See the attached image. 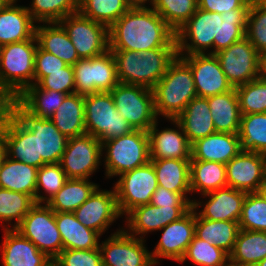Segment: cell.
<instances>
[{
	"label": "cell",
	"instance_id": "cell-34",
	"mask_svg": "<svg viewBox=\"0 0 266 266\" xmlns=\"http://www.w3.org/2000/svg\"><path fill=\"white\" fill-rule=\"evenodd\" d=\"M239 230L238 222L200 218L195 211V236L222 249L228 255L234 249Z\"/></svg>",
	"mask_w": 266,
	"mask_h": 266
},
{
	"label": "cell",
	"instance_id": "cell-61",
	"mask_svg": "<svg viewBox=\"0 0 266 266\" xmlns=\"http://www.w3.org/2000/svg\"><path fill=\"white\" fill-rule=\"evenodd\" d=\"M10 0H0V11L6 6Z\"/></svg>",
	"mask_w": 266,
	"mask_h": 266
},
{
	"label": "cell",
	"instance_id": "cell-17",
	"mask_svg": "<svg viewBox=\"0 0 266 266\" xmlns=\"http://www.w3.org/2000/svg\"><path fill=\"white\" fill-rule=\"evenodd\" d=\"M179 57L191 68L197 96L208 98L233 89L215 54L206 52Z\"/></svg>",
	"mask_w": 266,
	"mask_h": 266
},
{
	"label": "cell",
	"instance_id": "cell-60",
	"mask_svg": "<svg viewBox=\"0 0 266 266\" xmlns=\"http://www.w3.org/2000/svg\"><path fill=\"white\" fill-rule=\"evenodd\" d=\"M250 3L264 5L266 0H250Z\"/></svg>",
	"mask_w": 266,
	"mask_h": 266
},
{
	"label": "cell",
	"instance_id": "cell-49",
	"mask_svg": "<svg viewBox=\"0 0 266 266\" xmlns=\"http://www.w3.org/2000/svg\"><path fill=\"white\" fill-rule=\"evenodd\" d=\"M239 228L266 232V201L257 193H247L239 219Z\"/></svg>",
	"mask_w": 266,
	"mask_h": 266
},
{
	"label": "cell",
	"instance_id": "cell-25",
	"mask_svg": "<svg viewBox=\"0 0 266 266\" xmlns=\"http://www.w3.org/2000/svg\"><path fill=\"white\" fill-rule=\"evenodd\" d=\"M3 229L2 266H46L52 260L17 230L7 225Z\"/></svg>",
	"mask_w": 266,
	"mask_h": 266
},
{
	"label": "cell",
	"instance_id": "cell-33",
	"mask_svg": "<svg viewBox=\"0 0 266 266\" xmlns=\"http://www.w3.org/2000/svg\"><path fill=\"white\" fill-rule=\"evenodd\" d=\"M38 168L5 157L0 166V188L30 195L35 201Z\"/></svg>",
	"mask_w": 266,
	"mask_h": 266
},
{
	"label": "cell",
	"instance_id": "cell-29",
	"mask_svg": "<svg viewBox=\"0 0 266 266\" xmlns=\"http://www.w3.org/2000/svg\"><path fill=\"white\" fill-rule=\"evenodd\" d=\"M55 221L64 249L91 250L99 247L100 235L85 227L73 212H55Z\"/></svg>",
	"mask_w": 266,
	"mask_h": 266
},
{
	"label": "cell",
	"instance_id": "cell-57",
	"mask_svg": "<svg viewBox=\"0 0 266 266\" xmlns=\"http://www.w3.org/2000/svg\"><path fill=\"white\" fill-rule=\"evenodd\" d=\"M259 78L266 80V51L259 54Z\"/></svg>",
	"mask_w": 266,
	"mask_h": 266
},
{
	"label": "cell",
	"instance_id": "cell-48",
	"mask_svg": "<svg viewBox=\"0 0 266 266\" xmlns=\"http://www.w3.org/2000/svg\"><path fill=\"white\" fill-rule=\"evenodd\" d=\"M67 180L66 173L59 163L45 164L38 168L35 202L46 204L64 186ZM41 189L48 194L46 197L40 194Z\"/></svg>",
	"mask_w": 266,
	"mask_h": 266
},
{
	"label": "cell",
	"instance_id": "cell-52",
	"mask_svg": "<svg viewBox=\"0 0 266 266\" xmlns=\"http://www.w3.org/2000/svg\"><path fill=\"white\" fill-rule=\"evenodd\" d=\"M54 260L60 266H103L99 247L91 250L63 249Z\"/></svg>",
	"mask_w": 266,
	"mask_h": 266
},
{
	"label": "cell",
	"instance_id": "cell-51",
	"mask_svg": "<svg viewBox=\"0 0 266 266\" xmlns=\"http://www.w3.org/2000/svg\"><path fill=\"white\" fill-rule=\"evenodd\" d=\"M37 85L45 90H54L64 94L75 93V78L72 65L62 68V71L47 72Z\"/></svg>",
	"mask_w": 266,
	"mask_h": 266
},
{
	"label": "cell",
	"instance_id": "cell-41",
	"mask_svg": "<svg viewBox=\"0 0 266 266\" xmlns=\"http://www.w3.org/2000/svg\"><path fill=\"white\" fill-rule=\"evenodd\" d=\"M249 9H233L221 14L219 41H213L215 54L245 37Z\"/></svg>",
	"mask_w": 266,
	"mask_h": 266
},
{
	"label": "cell",
	"instance_id": "cell-50",
	"mask_svg": "<svg viewBox=\"0 0 266 266\" xmlns=\"http://www.w3.org/2000/svg\"><path fill=\"white\" fill-rule=\"evenodd\" d=\"M245 37L258 53L266 51V6L251 3Z\"/></svg>",
	"mask_w": 266,
	"mask_h": 266
},
{
	"label": "cell",
	"instance_id": "cell-63",
	"mask_svg": "<svg viewBox=\"0 0 266 266\" xmlns=\"http://www.w3.org/2000/svg\"><path fill=\"white\" fill-rule=\"evenodd\" d=\"M255 266H266V258L261 260L257 265Z\"/></svg>",
	"mask_w": 266,
	"mask_h": 266
},
{
	"label": "cell",
	"instance_id": "cell-14",
	"mask_svg": "<svg viewBox=\"0 0 266 266\" xmlns=\"http://www.w3.org/2000/svg\"><path fill=\"white\" fill-rule=\"evenodd\" d=\"M103 154L102 142L92 135L84 134L68 138L59 164L68 179H89L99 169Z\"/></svg>",
	"mask_w": 266,
	"mask_h": 266
},
{
	"label": "cell",
	"instance_id": "cell-24",
	"mask_svg": "<svg viewBox=\"0 0 266 266\" xmlns=\"http://www.w3.org/2000/svg\"><path fill=\"white\" fill-rule=\"evenodd\" d=\"M177 129L166 128L161 131L156 121L148 130L150 160L183 159L191 160V144L181 125L175 119H169Z\"/></svg>",
	"mask_w": 266,
	"mask_h": 266
},
{
	"label": "cell",
	"instance_id": "cell-44",
	"mask_svg": "<svg viewBox=\"0 0 266 266\" xmlns=\"http://www.w3.org/2000/svg\"><path fill=\"white\" fill-rule=\"evenodd\" d=\"M154 9L176 32L198 9V0H153Z\"/></svg>",
	"mask_w": 266,
	"mask_h": 266
},
{
	"label": "cell",
	"instance_id": "cell-64",
	"mask_svg": "<svg viewBox=\"0 0 266 266\" xmlns=\"http://www.w3.org/2000/svg\"><path fill=\"white\" fill-rule=\"evenodd\" d=\"M224 266H240V265H236V264H233L229 261V263L227 262Z\"/></svg>",
	"mask_w": 266,
	"mask_h": 266
},
{
	"label": "cell",
	"instance_id": "cell-36",
	"mask_svg": "<svg viewBox=\"0 0 266 266\" xmlns=\"http://www.w3.org/2000/svg\"><path fill=\"white\" fill-rule=\"evenodd\" d=\"M191 193L201 195L227 187L226 164L213 161L190 160Z\"/></svg>",
	"mask_w": 266,
	"mask_h": 266
},
{
	"label": "cell",
	"instance_id": "cell-55",
	"mask_svg": "<svg viewBox=\"0 0 266 266\" xmlns=\"http://www.w3.org/2000/svg\"><path fill=\"white\" fill-rule=\"evenodd\" d=\"M250 0H198V8L223 14L233 9H250Z\"/></svg>",
	"mask_w": 266,
	"mask_h": 266
},
{
	"label": "cell",
	"instance_id": "cell-46",
	"mask_svg": "<svg viewBox=\"0 0 266 266\" xmlns=\"http://www.w3.org/2000/svg\"><path fill=\"white\" fill-rule=\"evenodd\" d=\"M235 90L241 115L266 112V80L258 77Z\"/></svg>",
	"mask_w": 266,
	"mask_h": 266
},
{
	"label": "cell",
	"instance_id": "cell-13",
	"mask_svg": "<svg viewBox=\"0 0 266 266\" xmlns=\"http://www.w3.org/2000/svg\"><path fill=\"white\" fill-rule=\"evenodd\" d=\"M58 23L65 29L80 59L97 57L109 50L108 28L79 11Z\"/></svg>",
	"mask_w": 266,
	"mask_h": 266
},
{
	"label": "cell",
	"instance_id": "cell-6",
	"mask_svg": "<svg viewBox=\"0 0 266 266\" xmlns=\"http://www.w3.org/2000/svg\"><path fill=\"white\" fill-rule=\"evenodd\" d=\"M84 108L86 134L101 142L127 135L134 130L119 114L110 92L84 96Z\"/></svg>",
	"mask_w": 266,
	"mask_h": 266
},
{
	"label": "cell",
	"instance_id": "cell-15",
	"mask_svg": "<svg viewBox=\"0 0 266 266\" xmlns=\"http://www.w3.org/2000/svg\"><path fill=\"white\" fill-rule=\"evenodd\" d=\"M144 239L117 229L107 240L99 244L103 266H155Z\"/></svg>",
	"mask_w": 266,
	"mask_h": 266
},
{
	"label": "cell",
	"instance_id": "cell-56",
	"mask_svg": "<svg viewBox=\"0 0 266 266\" xmlns=\"http://www.w3.org/2000/svg\"><path fill=\"white\" fill-rule=\"evenodd\" d=\"M6 154V141L4 135V127L0 124V166L3 163Z\"/></svg>",
	"mask_w": 266,
	"mask_h": 266
},
{
	"label": "cell",
	"instance_id": "cell-22",
	"mask_svg": "<svg viewBox=\"0 0 266 266\" xmlns=\"http://www.w3.org/2000/svg\"><path fill=\"white\" fill-rule=\"evenodd\" d=\"M191 208L158 207L151 203L137 206L126 214L125 222H127L128 229L125 231L135 237L141 235L140 239H144L143 235H146L147 232L160 231L169 223L179 220Z\"/></svg>",
	"mask_w": 266,
	"mask_h": 266
},
{
	"label": "cell",
	"instance_id": "cell-32",
	"mask_svg": "<svg viewBox=\"0 0 266 266\" xmlns=\"http://www.w3.org/2000/svg\"><path fill=\"white\" fill-rule=\"evenodd\" d=\"M50 120L67 138L86 134L84 96L77 93L66 95Z\"/></svg>",
	"mask_w": 266,
	"mask_h": 266
},
{
	"label": "cell",
	"instance_id": "cell-8",
	"mask_svg": "<svg viewBox=\"0 0 266 266\" xmlns=\"http://www.w3.org/2000/svg\"><path fill=\"white\" fill-rule=\"evenodd\" d=\"M110 93L119 114L134 130L148 132L158 120L152 89L118 83Z\"/></svg>",
	"mask_w": 266,
	"mask_h": 266
},
{
	"label": "cell",
	"instance_id": "cell-45",
	"mask_svg": "<svg viewBox=\"0 0 266 266\" xmlns=\"http://www.w3.org/2000/svg\"><path fill=\"white\" fill-rule=\"evenodd\" d=\"M35 204L28 194L0 188V221L12 225L11 221L15 220L12 227L15 229Z\"/></svg>",
	"mask_w": 266,
	"mask_h": 266
},
{
	"label": "cell",
	"instance_id": "cell-4",
	"mask_svg": "<svg viewBox=\"0 0 266 266\" xmlns=\"http://www.w3.org/2000/svg\"><path fill=\"white\" fill-rule=\"evenodd\" d=\"M155 111L166 119H176L197 96L191 68L179 57L154 86Z\"/></svg>",
	"mask_w": 266,
	"mask_h": 266
},
{
	"label": "cell",
	"instance_id": "cell-26",
	"mask_svg": "<svg viewBox=\"0 0 266 266\" xmlns=\"http://www.w3.org/2000/svg\"><path fill=\"white\" fill-rule=\"evenodd\" d=\"M241 151L238 134L215 132L191 144V160L227 164Z\"/></svg>",
	"mask_w": 266,
	"mask_h": 266
},
{
	"label": "cell",
	"instance_id": "cell-31",
	"mask_svg": "<svg viewBox=\"0 0 266 266\" xmlns=\"http://www.w3.org/2000/svg\"><path fill=\"white\" fill-rule=\"evenodd\" d=\"M207 99L216 132L238 134L241 112L235 88Z\"/></svg>",
	"mask_w": 266,
	"mask_h": 266
},
{
	"label": "cell",
	"instance_id": "cell-27",
	"mask_svg": "<svg viewBox=\"0 0 266 266\" xmlns=\"http://www.w3.org/2000/svg\"><path fill=\"white\" fill-rule=\"evenodd\" d=\"M10 0L0 11V46L31 39L35 35V21L26 6Z\"/></svg>",
	"mask_w": 266,
	"mask_h": 266
},
{
	"label": "cell",
	"instance_id": "cell-43",
	"mask_svg": "<svg viewBox=\"0 0 266 266\" xmlns=\"http://www.w3.org/2000/svg\"><path fill=\"white\" fill-rule=\"evenodd\" d=\"M35 22H59L70 14L79 11V0H32L26 7Z\"/></svg>",
	"mask_w": 266,
	"mask_h": 266
},
{
	"label": "cell",
	"instance_id": "cell-20",
	"mask_svg": "<svg viewBox=\"0 0 266 266\" xmlns=\"http://www.w3.org/2000/svg\"><path fill=\"white\" fill-rule=\"evenodd\" d=\"M163 233L153 252L152 259L157 265L159 258H167L180 262L188 245L195 236V210L191 208L179 220L163 227Z\"/></svg>",
	"mask_w": 266,
	"mask_h": 266
},
{
	"label": "cell",
	"instance_id": "cell-30",
	"mask_svg": "<svg viewBox=\"0 0 266 266\" xmlns=\"http://www.w3.org/2000/svg\"><path fill=\"white\" fill-rule=\"evenodd\" d=\"M35 36L38 45L44 51L59 57L68 65L73 66L80 60L65 29L58 22L43 23V25L36 26Z\"/></svg>",
	"mask_w": 266,
	"mask_h": 266
},
{
	"label": "cell",
	"instance_id": "cell-11",
	"mask_svg": "<svg viewBox=\"0 0 266 266\" xmlns=\"http://www.w3.org/2000/svg\"><path fill=\"white\" fill-rule=\"evenodd\" d=\"M73 69L75 93L82 96L110 92L119 83L110 50L97 57L80 59L73 65Z\"/></svg>",
	"mask_w": 266,
	"mask_h": 266
},
{
	"label": "cell",
	"instance_id": "cell-62",
	"mask_svg": "<svg viewBox=\"0 0 266 266\" xmlns=\"http://www.w3.org/2000/svg\"><path fill=\"white\" fill-rule=\"evenodd\" d=\"M46 266H60V265L54 259H52Z\"/></svg>",
	"mask_w": 266,
	"mask_h": 266
},
{
	"label": "cell",
	"instance_id": "cell-59",
	"mask_svg": "<svg viewBox=\"0 0 266 266\" xmlns=\"http://www.w3.org/2000/svg\"><path fill=\"white\" fill-rule=\"evenodd\" d=\"M257 193L266 201V178L264 182L260 185Z\"/></svg>",
	"mask_w": 266,
	"mask_h": 266
},
{
	"label": "cell",
	"instance_id": "cell-38",
	"mask_svg": "<svg viewBox=\"0 0 266 266\" xmlns=\"http://www.w3.org/2000/svg\"><path fill=\"white\" fill-rule=\"evenodd\" d=\"M98 187L89 179H68L46 204L54 212H74Z\"/></svg>",
	"mask_w": 266,
	"mask_h": 266
},
{
	"label": "cell",
	"instance_id": "cell-23",
	"mask_svg": "<svg viewBox=\"0 0 266 266\" xmlns=\"http://www.w3.org/2000/svg\"><path fill=\"white\" fill-rule=\"evenodd\" d=\"M246 195V192L227 186L204 194L203 196L209 197L205 204L203 203L204 201L197 202L193 200L192 208L197 211L200 206H203L201 211L198 213L196 212L200 218L212 221L223 220L239 222Z\"/></svg>",
	"mask_w": 266,
	"mask_h": 266
},
{
	"label": "cell",
	"instance_id": "cell-47",
	"mask_svg": "<svg viewBox=\"0 0 266 266\" xmlns=\"http://www.w3.org/2000/svg\"><path fill=\"white\" fill-rule=\"evenodd\" d=\"M187 259L198 266H224L229 262V255L215 245L194 236L179 263Z\"/></svg>",
	"mask_w": 266,
	"mask_h": 266
},
{
	"label": "cell",
	"instance_id": "cell-42",
	"mask_svg": "<svg viewBox=\"0 0 266 266\" xmlns=\"http://www.w3.org/2000/svg\"><path fill=\"white\" fill-rule=\"evenodd\" d=\"M241 149L266 155V112L241 115Z\"/></svg>",
	"mask_w": 266,
	"mask_h": 266
},
{
	"label": "cell",
	"instance_id": "cell-5",
	"mask_svg": "<svg viewBox=\"0 0 266 266\" xmlns=\"http://www.w3.org/2000/svg\"><path fill=\"white\" fill-rule=\"evenodd\" d=\"M104 150L107 178L120 176L150 161L149 137L143 130H133L127 135L102 142V151Z\"/></svg>",
	"mask_w": 266,
	"mask_h": 266
},
{
	"label": "cell",
	"instance_id": "cell-3",
	"mask_svg": "<svg viewBox=\"0 0 266 266\" xmlns=\"http://www.w3.org/2000/svg\"><path fill=\"white\" fill-rule=\"evenodd\" d=\"M36 36L0 46V105L17 99L34 84Z\"/></svg>",
	"mask_w": 266,
	"mask_h": 266
},
{
	"label": "cell",
	"instance_id": "cell-2",
	"mask_svg": "<svg viewBox=\"0 0 266 266\" xmlns=\"http://www.w3.org/2000/svg\"><path fill=\"white\" fill-rule=\"evenodd\" d=\"M114 57L119 83L149 89L160 81L169 65L178 56L176 38L167 46L144 50H110Z\"/></svg>",
	"mask_w": 266,
	"mask_h": 266
},
{
	"label": "cell",
	"instance_id": "cell-16",
	"mask_svg": "<svg viewBox=\"0 0 266 266\" xmlns=\"http://www.w3.org/2000/svg\"><path fill=\"white\" fill-rule=\"evenodd\" d=\"M215 56L233 88L259 76V53L246 37L215 53Z\"/></svg>",
	"mask_w": 266,
	"mask_h": 266
},
{
	"label": "cell",
	"instance_id": "cell-9",
	"mask_svg": "<svg viewBox=\"0 0 266 266\" xmlns=\"http://www.w3.org/2000/svg\"><path fill=\"white\" fill-rule=\"evenodd\" d=\"M50 259L63 248V241L55 221V212L47 204H35L15 228Z\"/></svg>",
	"mask_w": 266,
	"mask_h": 266
},
{
	"label": "cell",
	"instance_id": "cell-19",
	"mask_svg": "<svg viewBox=\"0 0 266 266\" xmlns=\"http://www.w3.org/2000/svg\"><path fill=\"white\" fill-rule=\"evenodd\" d=\"M265 178V154L242 150L226 164L227 185L239 191L257 192Z\"/></svg>",
	"mask_w": 266,
	"mask_h": 266
},
{
	"label": "cell",
	"instance_id": "cell-21",
	"mask_svg": "<svg viewBox=\"0 0 266 266\" xmlns=\"http://www.w3.org/2000/svg\"><path fill=\"white\" fill-rule=\"evenodd\" d=\"M73 213L85 227L100 236L121 216L114 189L100 190L99 187Z\"/></svg>",
	"mask_w": 266,
	"mask_h": 266
},
{
	"label": "cell",
	"instance_id": "cell-54",
	"mask_svg": "<svg viewBox=\"0 0 266 266\" xmlns=\"http://www.w3.org/2000/svg\"><path fill=\"white\" fill-rule=\"evenodd\" d=\"M186 196L158 186L153 193L151 204L158 207H192L193 200Z\"/></svg>",
	"mask_w": 266,
	"mask_h": 266
},
{
	"label": "cell",
	"instance_id": "cell-39",
	"mask_svg": "<svg viewBox=\"0 0 266 266\" xmlns=\"http://www.w3.org/2000/svg\"><path fill=\"white\" fill-rule=\"evenodd\" d=\"M67 94L30 85L16 100L32 115L50 119Z\"/></svg>",
	"mask_w": 266,
	"mask_h": 266
},
{
	"label": "cell",
	"instance_id": "cell-58",
	"mask_svg": "<svg viewBox=\"0 0 266 266\" xmlns=\"http://www.w3.org/2000/svg\"><path fill=\"white\" fill-rule=\"evenodd\" d=\"M150 1V5L152 4L153 0H128V2L132 6H146L145 3Z\"/></svg>",
	"mask_w": 266,
	"mask_h": 266
},
{
	"label": "cell",
	"instance_id": "cell-18",
	"mask_svg": "<svg viewBox=\"0 0 266 266\" xmlns=\"http://www.w3.org/2000/svg\"><path fill=\"white\" fill-rule=\"evenodd\" d=\"M0 124L7 157L37 168L36 137L5 105H0Z\"/></svg>",
	"mask_w": 266,
	"mask_h": 266
},
{
	"label": "cell",
	"instance_id": "cell-28",
	"mask_svg": "<svg viewBox=\"0 0 266 266\" xmlns=\"http://www.w3.org/2000/svg\"><path fill=\"white\" fill-rule=\"evenodd\" d=\"M208 99L196 96L175 119L182 127L190 144L216 132Z\"/></svg>",
	"mask_w": 266,
	"mask_h": 266
},
{
	"label": "cell",
	"instance_id": "cell-7",
	"mask_svg": "<svg viewBox=\"0 0 266 266\" xmlns=\"http://www.w3.org/2000/svg\"><path fill=\"white\" fill-rule=\"evenodd\" d=\"M36 137L37 168L45 164L60 162L68 138L50 119L36 117L29 113L16 99L4 104Z\"/></svg>",
	"mask_w": 266,
	"mask_h": 266
},
{
	"label": "cell",
	"instance_id": "cell-10",
	"mask_svg": "<svg viewBox=\"0 0 266 266\" xmlns=\"http://www.w3.org/2000/svg\"><path fill=\"white\" fill-rule=\"evenodd\" d=\"M220 19L221 14L198 8L175 32L178 56L205 54L206 50L212 49L213 41H219Z\"/></svg>",
	"mask_w": 266,
	"mask_h": 266
},
{
	"label": "cell",
	"instance_id": "cell-35",
	"mask_svg": "<svg viewBox=\"0 0 266 266\" xmlns=\"http://www.w3.org/2000/svg\"><path fill=\"white\" fill-rule=\"evenodd\" d=\"M154 166L158 186L169 191L187 194L190 188V160H150Z\"/></svg>",
	"mask_w": 266,
	"mask_h": 266
},
{
	"label": "cell",
	"instance_id": "cell-1",
	"mask_svg": "<svg viewBox=\"0 0 266 266\" xmlns=\"http://www.w3.org/2000/svg\"><path fill=\"white\" fill-rule=\"evenodd\" d=\"M109 50L141 52L167 47L175 31L149 6H132L108 28Z\"/></svg>",
	"mask_w": 266,
	"mask_h": 266
},
{
	"label": "cell",
	"instance_id": "cell-40",
	"mask_svg": "<svg viewBox=\"0 0 266 266\" xmlns=\"http://www.w3.org/2000/svg\"><path fill=\"white\" fill-rule=\"evenodd\" d=\"M131 7L128 0H79V12L107 28Z\"/></svg>",
	"mask_w": 266,
	"mask_h": 266
},
{
	"label": "cell",
	"instance_id": "cell-53",
	"mask_svg": "<svg viewBox=\"0 0 266 266\" xmlns=\"http://www.w3.org/2000/svg\"><path fill=\"white\" fill-rule=\"evenodd\" d=\"M68 64L59 57L44 51L39 45L35 52L34 61V84H37L47 72L62 71Z\"/></svg>",
	"mask_w": 266,
	"mask_h": 266
},
{
	"label": "cell",
	"instance_id": "cell-37",
	"mask_svg": "<svg viewBox=\"0 0 266 266\" xmlns=\"http://www.w3.org/2000/svg\"><path fill=\"white\" fill-rule=\"evenodd\" d=\"M266 258V232L240 229L229 261L240 266H255Z\"/></svg>",
	"mask_w": 266,
	"mask_h": 266
},
{
	"label": "cell",
	"instance_id": "cell-12",
	"mask_svg": "<svg viewBox=\"0 0 266 266\" xmlns=\"http://www.w3.org/2000/svg\"><path fill=\"white\" fill-rule=\"evenodd\" d=\"M157 187L154 166L150 161L121 174L113 187L121 216L137 206L150 204Z\"/></svg>",
	"mask_w": 266,
	"mask_h": 266
}]
</instances>
